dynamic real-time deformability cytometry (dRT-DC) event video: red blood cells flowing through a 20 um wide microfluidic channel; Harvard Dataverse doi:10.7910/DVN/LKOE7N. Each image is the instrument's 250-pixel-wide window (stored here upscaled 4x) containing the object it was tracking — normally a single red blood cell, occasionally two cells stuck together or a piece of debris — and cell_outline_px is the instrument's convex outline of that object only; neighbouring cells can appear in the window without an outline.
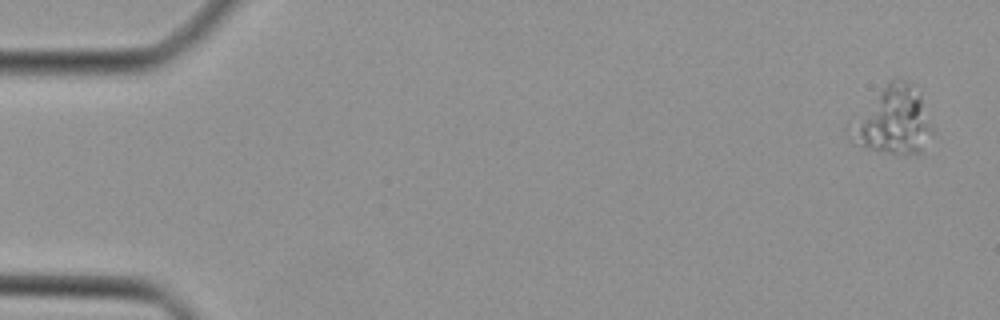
{"species": "Egyptian fruit bat (a non-hibernating species)", "species_latin": "Rousettus aegyptiacus", "temperature_condition": "cold", "stored_images_in_passage": 17, "camera_frame_rate_fps": 3000, "um_per_image_px": 0.085, "animal": {"sex": "female"}, "frame": {"image": 1, "passage_image": 1, "time_ms": 0.0, "image_size_px": [1000, 320], "cell_outline_px": [[936, 128], [920, 152], [888, 152], [868, 148], [860, 144], [856, 124], [888, 80], [896, 76], [908, 80], [920, 96]], "centroid_in_image_um": [76.16, 10.18], "position_along_channel_um": 8.8, "area_um2": 29.88}}
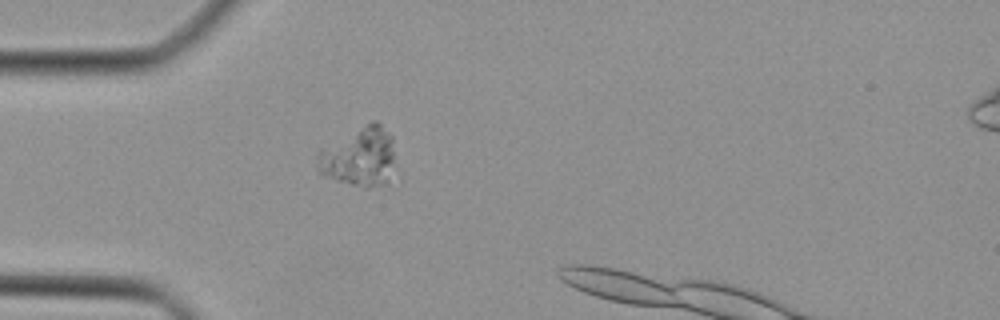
{"frame": {"image": 2, "passage_image": 13, "time_ms": 4.0, "image_size_px": [1000, 320], "cell_outline_px": [[392, 160], [384, 180], [380, 184], [368, 188], [364, 188], [336, 180], [324, 176], [320, 172], [316, 152], [320, 148], [372, 120], [376, 120], [392, 136]], "centroid_in_image_um": [30.46, 13.29], "position_along_channel_um": 54.5, "area_um2": 26.07}}
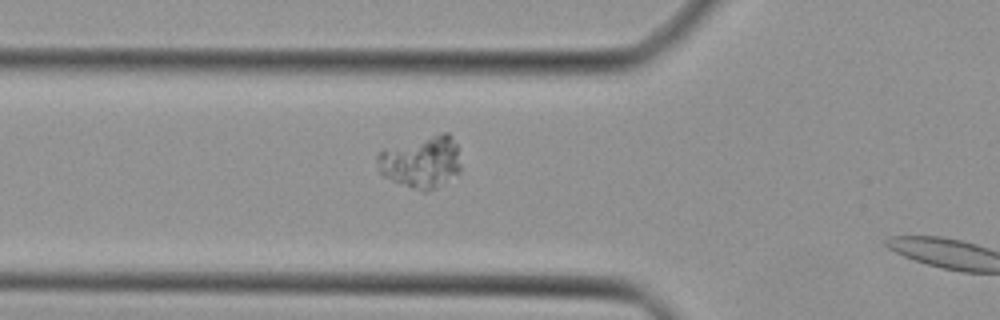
{"frame": {"image": 3, "passage_image": 16, "time_ms": 5.0, "image_size_px": [1000, 320], "cell_outline_px": [[460, 172], [444, 184], [428, 192], [424, 192], [412, 188], [392, 180], [384, 176], [380, 172], [376, 160], [376, 156], [384, 148], [444, 132], [448, 132], [452, 136], [456, 144], [460, 164]], "centroid_in_image_um": [35.81, 13.78], "position_along_channel_um": 90.0, "area_um2": 25.37}}